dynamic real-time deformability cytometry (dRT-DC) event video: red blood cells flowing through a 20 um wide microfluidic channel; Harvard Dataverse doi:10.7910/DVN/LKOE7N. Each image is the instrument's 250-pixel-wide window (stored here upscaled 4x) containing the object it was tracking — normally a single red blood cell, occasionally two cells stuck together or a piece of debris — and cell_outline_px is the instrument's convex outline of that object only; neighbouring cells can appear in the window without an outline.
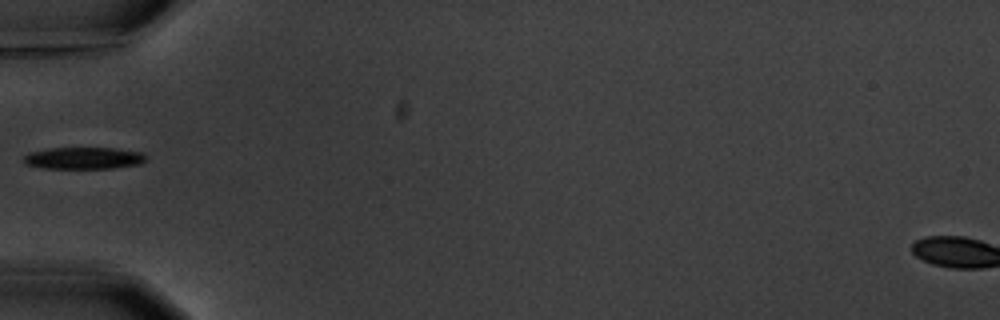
{"species": "common noctule bat (a hibernating species)", "species_latin": "Nyctalus noctula", "temperature_condition": "warm", "stored_images_in_passage": 6, "camera_frame_rate_fps": 3000, "um_per_image_px": 0.085, "animal": {"sex": "male", "body_mass_g": 20.1, "forearm_length_mm": 53.5}, "frame": {"image": 1, "passage_image": 5, "time_ms": 5.667, "image_size_px": [1000, 320], "cell_outline_px": [[144, 160], [140, 164], [112, 168], [40, 168], [24, 164], [24, 156], [28, 152], [52, 148], [112, 148], [140, 152], [144, 156]], "centroid_in_image_um": [7.04, 13.44], "position_along_channel_um": 78.0, "area_um2": 15.43}}
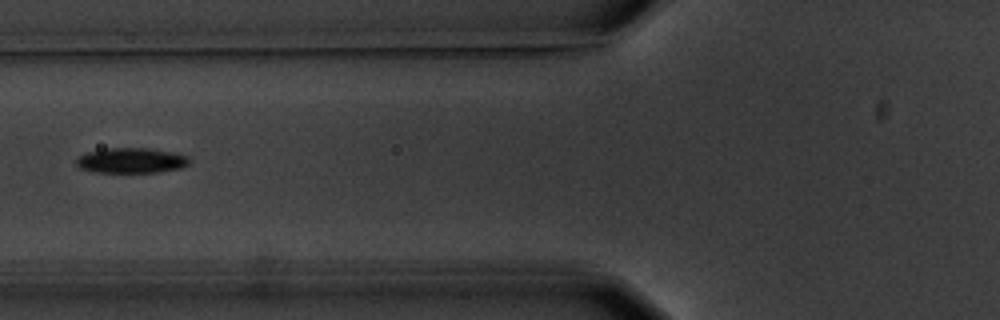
{"frame": {"image": 2, "passage_image": 6, "time_ms": 6.667, "image_size_px": [1000, 320], "cell_outline_px": [[188, 164], [180, 168], [156, 172], [92, 172], [80, 168], [76, 164], [76, 160], [80, 156], [88, 152], [108, 148], [148, 148], [172, 152], [188, 156]], "centroid_in_image_um": [11.14, 13.64], "position_along_channel_um": 114.7, "area_um2": 16.42}}